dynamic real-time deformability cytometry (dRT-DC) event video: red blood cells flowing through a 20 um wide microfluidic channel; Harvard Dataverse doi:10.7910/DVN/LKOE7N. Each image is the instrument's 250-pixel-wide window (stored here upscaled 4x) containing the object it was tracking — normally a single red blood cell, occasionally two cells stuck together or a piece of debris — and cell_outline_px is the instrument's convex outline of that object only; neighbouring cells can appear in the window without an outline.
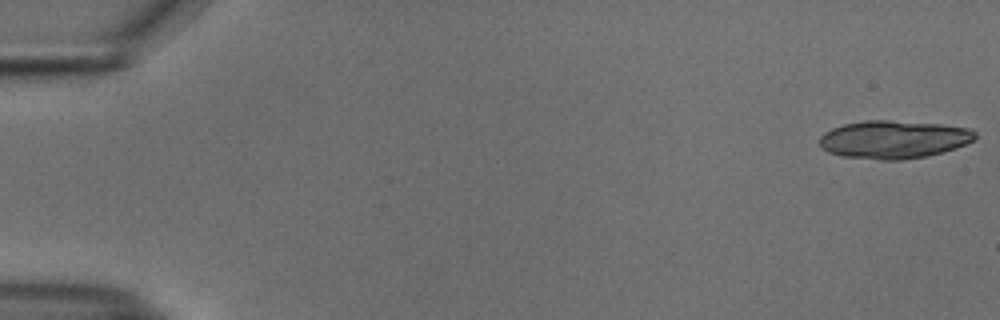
{"species": "common noctule bat (a hibernating species)", "species_latin": "Nyctalus noctula", "temperature_condition": "cold", "stored_images_in_passage": 18, "camera_frame_rate_fps": 3000, "um_per_image_px": 0.085, "animal": {"sex": "male", "body_mass_g": 18.8}, "frame": {"image": 1, "passage_image": 1, "time_ms": 0.0, "image_size_px": [1000, 320], "cell_outline_px": [[976, 140], [956, 148], [928, 156], [900, 160], [880, 160], [844, 156], [828, 152], [820, 148], [820, 136], [824, 132], [832, 128], [844, 124], [864, 120], [888, 120], [940, 124], [968, 128], [976, 132]], "centroid_in_image_um": [75.96, 11.85], "position_along_channel_um": 9.0, "area_um2": 34.62}}